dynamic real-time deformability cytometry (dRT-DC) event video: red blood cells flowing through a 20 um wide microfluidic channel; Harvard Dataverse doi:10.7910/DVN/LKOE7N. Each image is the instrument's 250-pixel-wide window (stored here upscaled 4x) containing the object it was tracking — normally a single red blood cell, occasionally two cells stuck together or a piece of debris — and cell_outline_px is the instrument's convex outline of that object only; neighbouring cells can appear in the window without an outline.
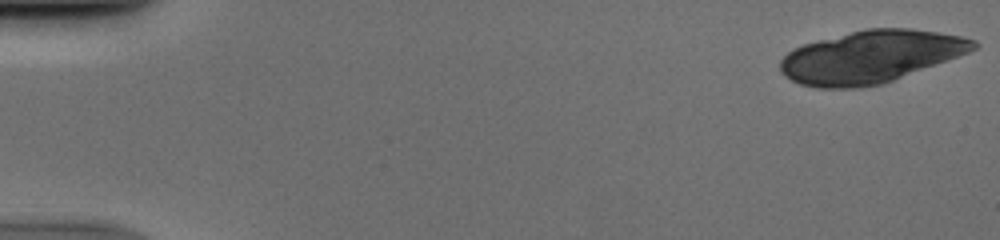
{"species": "human", "species_latin": "Homo sapiens", "temperature_condition": "cold", "stored_images_in_passage": 18, "camera_frame_rate_fps": 3000, "um_per_image_px": 0.085, "donor": {"sex": "male"}, "frame": {"image": 1, "passage_image": 1, "time_ms": 0.0, "image_size_px": [1000, 240], "cell_outline_px": [[980, 44], [976, 48], [968, 52], [884, 84], [856, 88], [816, 88], [800, 84], [784, 76], [780, 72], [780, 60], [792, 48], [816, 40], [868, 28], [912, 28], [960, 36], [976, 40]], "centroid_in_image_um": [73.97, 4.83], "position_along_channel_um": 11.0, "area_um2": 58.96}}